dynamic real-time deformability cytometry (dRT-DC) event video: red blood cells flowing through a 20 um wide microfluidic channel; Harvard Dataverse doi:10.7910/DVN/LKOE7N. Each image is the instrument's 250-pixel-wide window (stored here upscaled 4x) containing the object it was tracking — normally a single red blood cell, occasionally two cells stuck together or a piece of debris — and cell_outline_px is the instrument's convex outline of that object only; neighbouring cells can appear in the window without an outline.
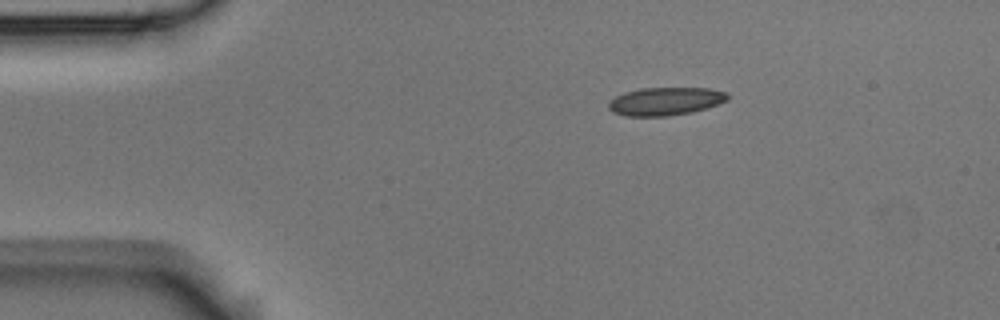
{"species": "Egyptian fruit bat (a non-hibernating species)", "species_latin": "Rousettus aegyptiacus", "temperature_condition": "room temperature", "stored_images_in_passage": 3, "camera_frame_rate_fps": 3000, "um_per_image_px": 0.085, "animal": {"sex": "male"}, "frame": {"image": 1, "passage_image": 1, "time_ms": 0.0, "image_size_px": [1000, 320], "cell_outline_px": [[728, 100], [708, 108], [692, 112], [668, 116], [624, 116], [612, 112], [608, 108], [608, 104], [616, 96], [624, 92], [640, 88], [708, 88], [728, 92]], "centroid_in_image_um": [56.57, 8.61], "position_along_channel_um": 28.4, "area_um2": 19.59}}
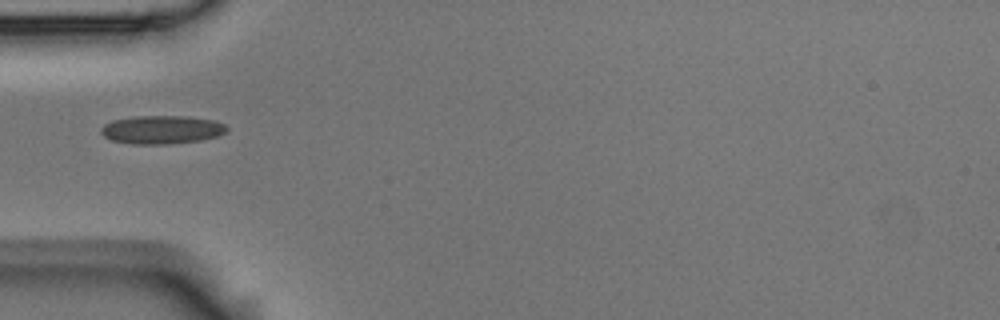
{"frame": {"image": 2, "passage_image": 3, "time_ms": 0.667, "image_size_px": [1000, 320], "cell_outline_px": [[228, 128], [224, 132], [216, 136], [200, 140], [164, 144], [132, 144], [112, 140], [104, 136], [100, 132], [100, 128], [104, 124], [112, 120], [132, 116], [188, 116], [216, 120], [224, 124]], "centroid_in_image_um": [13.72, 11.01], "position_along_channel_um": 71.3, "area_um2": 20.81}}